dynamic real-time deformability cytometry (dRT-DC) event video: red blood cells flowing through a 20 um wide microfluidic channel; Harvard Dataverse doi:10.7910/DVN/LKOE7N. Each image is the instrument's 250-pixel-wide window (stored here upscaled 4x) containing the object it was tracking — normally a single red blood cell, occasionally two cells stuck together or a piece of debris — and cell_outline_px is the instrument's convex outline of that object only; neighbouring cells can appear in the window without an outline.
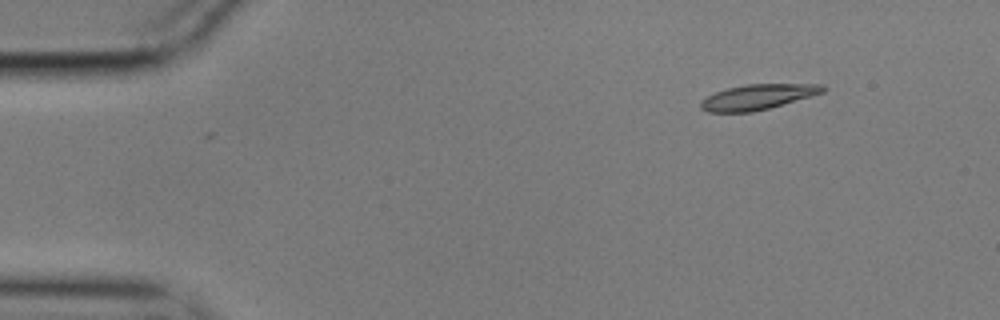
{"species": "common noctule bat (a hibernating species)", "species_latin": "Nyctalus noctula", "temperature_condition": "cold", "stored_images_in_passage": 51, "camera_frame_rate_fps": 3000, "um_per_image_px": 0.085, "animal": {"sex": "male", "body_mass_g": 17.9}, "frame": {"image": 1, "passage_image": 1, "time_ms": 0.0, "image_size_px": [1000, 320], "cell_outline_px": [[828, 88], [824, 92], [768, 108], [752, 112], [708, 112], [700, 108], [700, 100], [716, 92], [728, 88], [748, 84], [824, 84]], "centroid_in_image_um": [64.41, 8.23], "position_along_channel_um": 20.6, "area_um2": 17.8}}
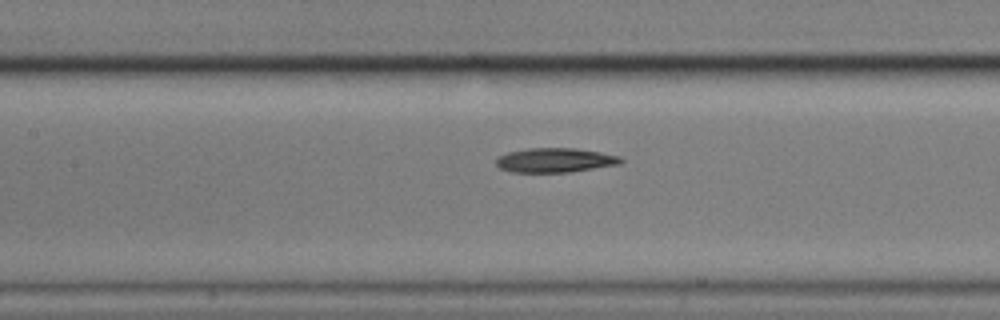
{"frame": {"image": 2, "passage_image": 20, "time_ms": 6.333, "image_size_px": [1000, 320], "cell_outline_px": [[624, 160], [620, 164], [572, 172], [512, 172], [500, 168], [496, 164], [496, 160], [500, 156], [508, 152], [528, 148], [576, 148], [600, 152], [620, 156]], "centroid_in_image_um": [47.21, 13.62], "position_along_channel_um": 160.2, "area_um2": 17.74}}
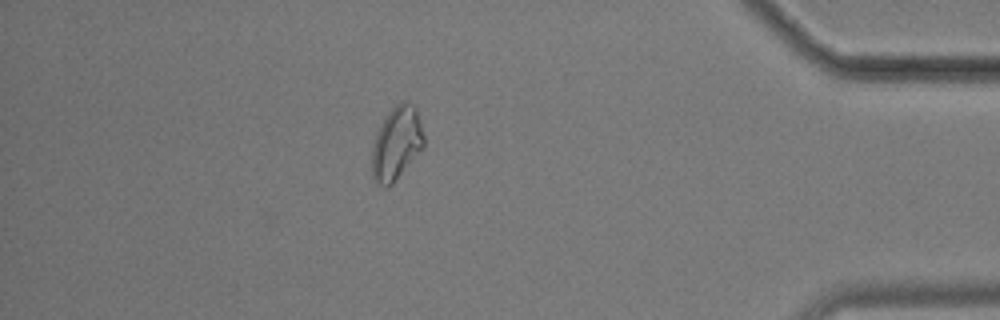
{"frame": {"image": 3, "passage_image": 44, "time_ms": 14.333, "image_size_px": [1000, 320], "cell_outline_px": [[424, 144], [420, 152], [392, 184], [388, 188], [384, 188], [376, 184], [372, 176], [372, 148], [376, 132], [388, 112], [396, 104], [404, 100], [408, 100], [416, 108], [424, 136]], "centroid_in_image_um": [33.69, 12.2], "position_along_channel_um": 401.5, "area_um2": 22.31}}